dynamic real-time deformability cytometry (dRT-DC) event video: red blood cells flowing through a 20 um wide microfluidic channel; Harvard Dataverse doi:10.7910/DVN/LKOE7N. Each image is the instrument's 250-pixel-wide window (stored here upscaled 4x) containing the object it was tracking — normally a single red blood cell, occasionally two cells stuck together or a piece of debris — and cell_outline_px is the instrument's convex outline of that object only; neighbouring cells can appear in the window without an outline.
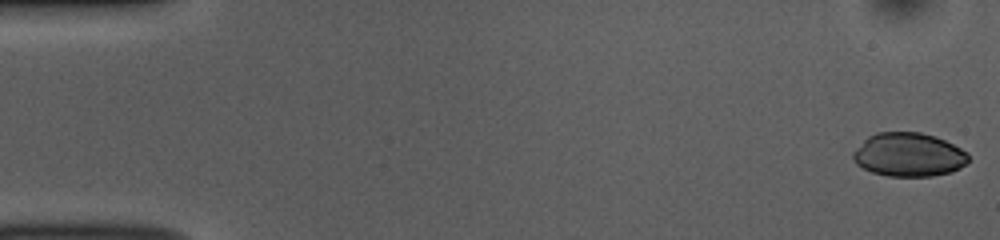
{"species": "common noctule bat (a hibernating species)", "species_latin": "Nyctalus noctula", "temperature_condition": "room temperature", "stored_images_in_passage": 51, "camera_frame_rate_fps": 3000, "um_per_image_px": 0.085, "animal": {"sex": "female", "body_mass_g": 10.0, "forearm_length_mm": 53.1}, "frame": {"image": 1, "passage_image": 1, "time_ms": 0.0, "image_size_px": [1000, 240], "cell_outline_px": [[968, 160], [960, 168], [952, 172], [932, 176], [888, 176], [872, 172], [856, 164], [852, 160], [852, 152], [868, 136], [876, 132], [920, 132], [936, 136], [968, 152]], "centroid_in_image_um": [77.22, 13.15], "position_along_channel_um": 7.8, "area_um2": 29.48}}
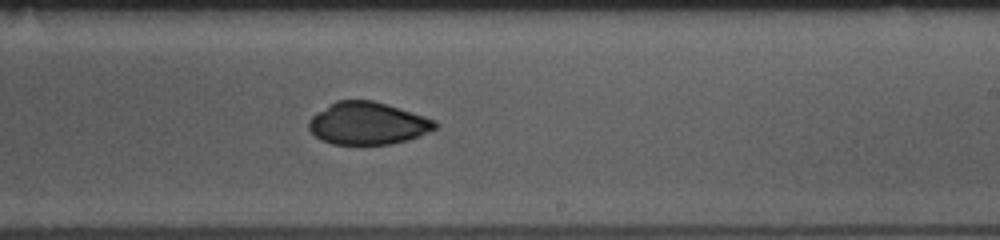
{"frame": {"image": 2, "passage_image": 31, "time_ms": 10.0, "image_size_px": [1000, 240], "cell_outline_px": [[436, 128], [420, 136], [408, 140], [392, 144], [332, 144], [316, 136], [308, 128], [308, 120], [312, 116], [336, 100], [372, 100], [388, 104], [436, 120]], "centroid_in_image_um": [31.27, 10.48], "position_along_channel_um": 257.7, "area_um2": 31.1}}
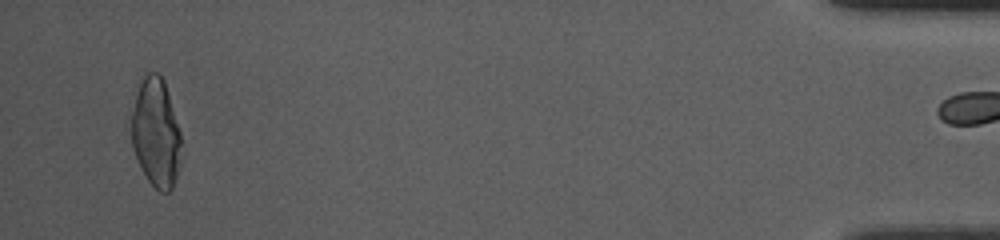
{"frame": {"image": 3, "passage_image": 50, "time_ms": 16.333, "image_size_px": [1000, 240], "cell_outline_px": [[180, 164], [172, 188], [168, 192], [160, 192], [148, 180], [136, 156], [124, 120], [140, 76], [144, 68], [156, 72], [164, 80], [180, 132]], "centroid_in_image_um": [13.13, 11.13], "position_along_channel_um": 422.1, "area_um2": 33.29}}